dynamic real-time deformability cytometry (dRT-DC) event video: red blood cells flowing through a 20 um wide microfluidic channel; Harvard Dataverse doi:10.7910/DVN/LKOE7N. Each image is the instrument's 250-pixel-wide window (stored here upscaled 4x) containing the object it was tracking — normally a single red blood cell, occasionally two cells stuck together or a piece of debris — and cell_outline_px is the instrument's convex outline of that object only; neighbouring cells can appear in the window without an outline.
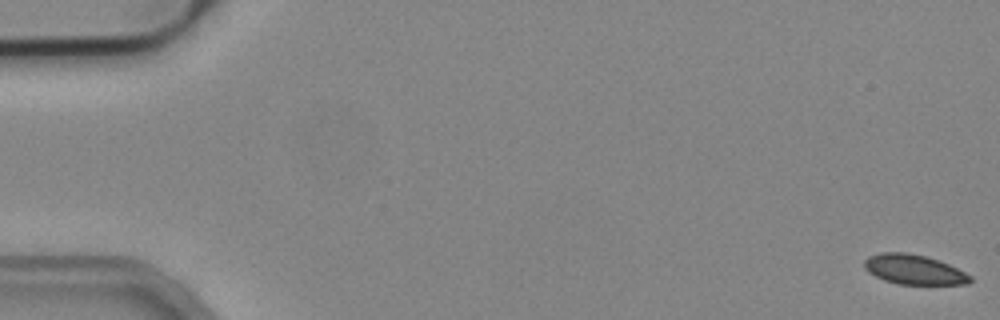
{"species": "common noctule bat (a hibernating species)", "species_latin": "Nyctalus noctula", "temperature_condition": "cold", "stored_images_in_passage": 53, "camera_frame_rate_fps": 3000, "um_per_image_px": 0.085, "animal": {"sex": "male", "body_mass_g": 19.2, "forearm_length_mm": 51.8}, "frame": {"image": 1, "passage_image": 1, "time_ms": 0.0, "image_size_px": [1000, 320], "cell_outline_px": [[972, 280], [968, 284], [900, 284], [884, 280], [868, 272], [864, 268], [864, 260], [868, 256], [880, 252], [908, 252], [924, 256], [948, 264], [972, 276]], "centroid_in_image_um": [77.65, 22.9], "position_along_channel_um": 7.3, "area_um2": 18.26}}
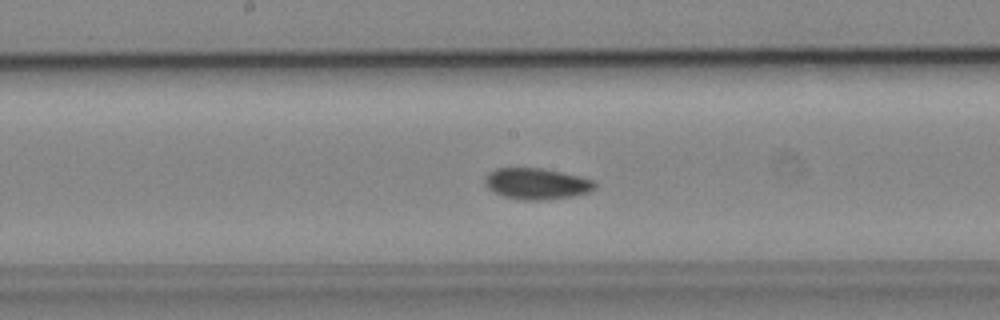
{"frame": {"image": 2, "passage_image": 28, "time_ms": 9.0, "image_size_px": [1000, 320], "cell_outline_px": [[596, 188], [588, 192], [572, 196], [544, 200], [520, 200], [504, 196], [492, 192], [488, 188], [484, 180], [484, 176], [488, 172], [496, 168], [544, 168], [580, 176], [592, 180], [596, 184]], "centroid_in_image_um": [45.58, 15.61], "position_along_channel_um": 202.6, "area_um2": 20.11}}
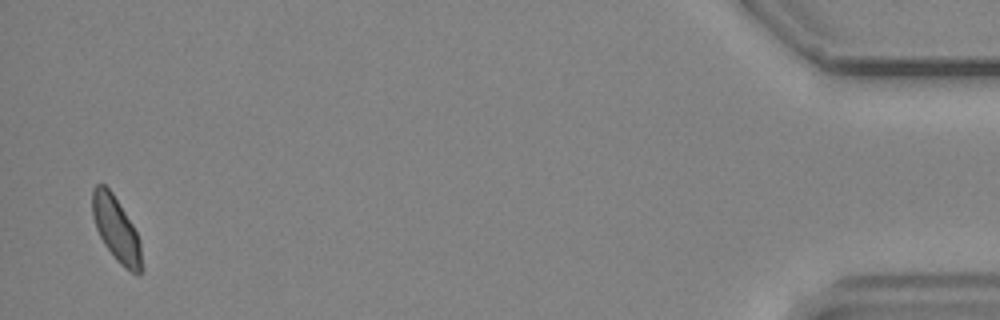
{"frame": {"image": 3, "passage_image": 52, "time_ms": 17.0, "image_size_px": [1000, 320], "cell_outline_px": [[140, 276], [132, 272], [120, 264], [116, 260], [104, 244], [96, 228], [92, 216], [92, 188], [96, 184], [104, 184], [112, 192], [132, 224], [140, 240]], "centroid_in_image_um": [9.84, 19.44], "position_along_channel_um": 425.4, "area_um2": 18.21}}